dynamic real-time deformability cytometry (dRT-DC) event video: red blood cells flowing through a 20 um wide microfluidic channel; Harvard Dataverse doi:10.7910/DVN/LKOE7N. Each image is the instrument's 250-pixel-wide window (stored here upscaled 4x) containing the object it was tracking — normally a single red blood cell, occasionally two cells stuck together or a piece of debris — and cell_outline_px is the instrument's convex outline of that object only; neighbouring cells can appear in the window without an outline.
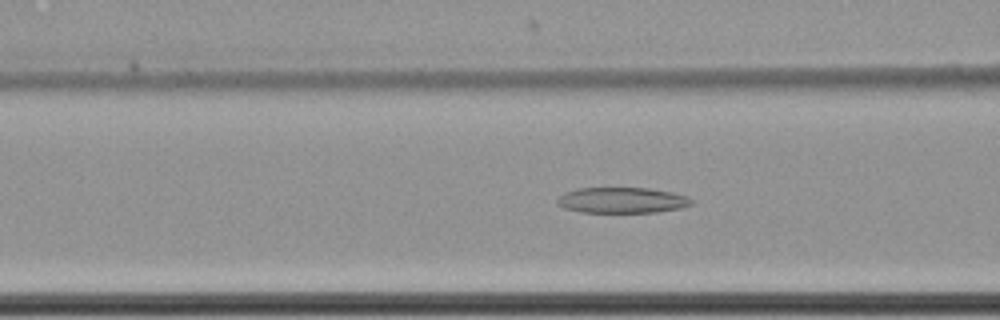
{"species": "common noctule bat (a hibernating species)", "species_latin": "Nyctalus noctula", "temperature_condition": "cold", "stored_images_in_passage": 62, "camera_frame_rate_fps": 3000, "um_per_image_px": 0.085, "animal": {"sex": "female", "body_mass_g": 22.7, "forearm_length_mm": 54.2}, "frame": {"image": 1, "passage_image": 27, "time_ms": 8.667, "image_size_px": [1000, 320], "cell_outline_px": [[692, 204], [680, 208], [656, 212], [580, 212], [564, 208], [556, 204], [556, 200], [560, 196], [568, 192], [580, 188], [648, 188], [672, 192], [688, 196], [692, 200]], "centroid_in_image_um": [52.88, 17.02], "position_along_channel_um": 113.7, "area_um2": 20.0}}
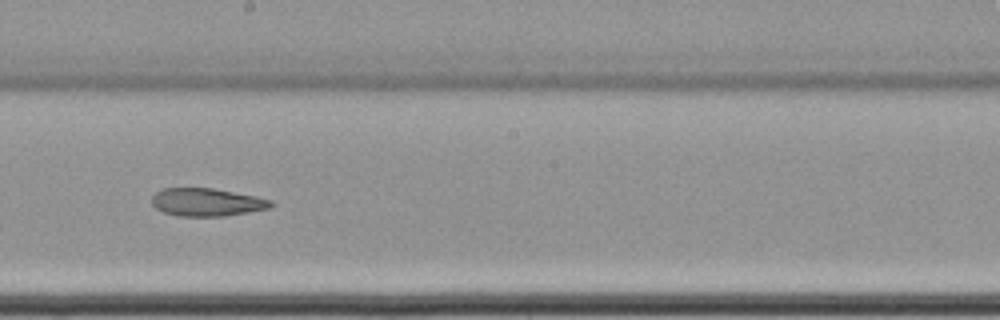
{"frame": {"image": 2, "passage_image": 37, "time_ms": 12.0, "image_size_px": [1000, 320], "cell_outline_px": [[276, 204], [272, 208], [224, 216], [180, 216], [164, 212], [156, 208], [152, 204], [152, 196], [156, 192], [164, 188], [212, 188], [256, 196], [272, 200]], "centroid_in_image_um": [17.62, 17.18], "position_along_channel_um": 230.6, "area_um2": 19.42}}
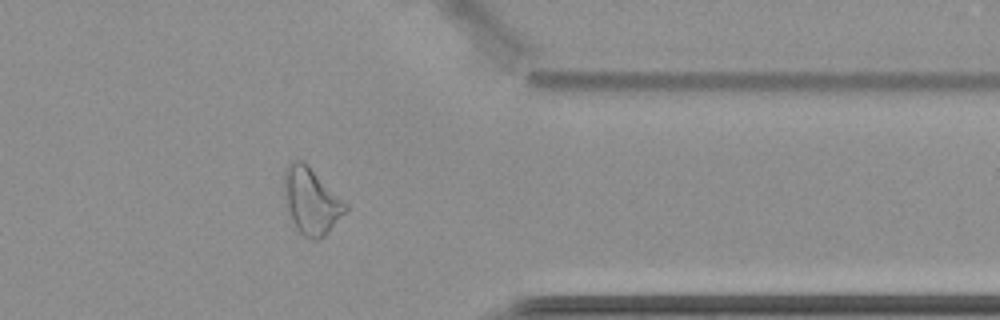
{"frame": {"image": 3, "passage_image": 51, "time_ms": 16.667, "image_size_px": [1000, 320], "cell_outline_px": [[348, 208], [328, 232], [320, 240], [312, 240], [304, 236], [296, 228], [292, 220], [284, 200], [284, 168], [292, 160], [304, 160], [348, 204]], "centroid_in_image_um": [26.44, 17.06], "position_along_channel_um": 385.0, "area_um2": 23.87}}